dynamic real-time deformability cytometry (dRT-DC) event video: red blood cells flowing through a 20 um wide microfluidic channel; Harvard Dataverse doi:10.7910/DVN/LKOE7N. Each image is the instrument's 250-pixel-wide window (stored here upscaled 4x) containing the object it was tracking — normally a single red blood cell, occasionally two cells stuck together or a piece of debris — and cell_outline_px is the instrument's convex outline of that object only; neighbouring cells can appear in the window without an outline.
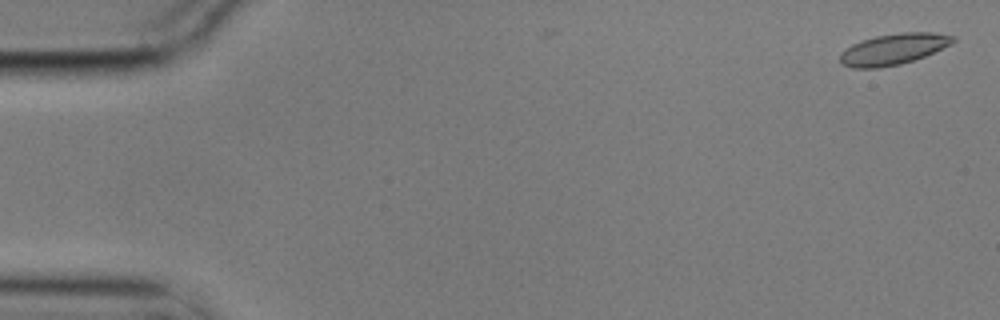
{"species": "common noctule bat (a hibernating species)", "species_latin": "Nyctalus noctula", "temperature_condition": "cold", "stored_images_in_passage": 3, "camera_frame_rate_fps": 3000, "um_per_image_px": 0.085, "animal": {"sex": "male", "body_mass_g": 17.9}, "frame": {"image": 1, "passage_image": 1, "time_ms": 0.0, "image_size_px": [1000, 320], "cell_outline_px": [[956, 40], [952, 44], [924, 56], [900, 64], [880, 68], [852, 68], [844, 64], [840, 60], [840, 52], [852, 44], [876, 36], [900, 32], [932, 32], [956, 36]], "centroid_in_image_um": [75.96, 4.17], "position_along_channel_um": 9.0, "area_um2": 20.35}}